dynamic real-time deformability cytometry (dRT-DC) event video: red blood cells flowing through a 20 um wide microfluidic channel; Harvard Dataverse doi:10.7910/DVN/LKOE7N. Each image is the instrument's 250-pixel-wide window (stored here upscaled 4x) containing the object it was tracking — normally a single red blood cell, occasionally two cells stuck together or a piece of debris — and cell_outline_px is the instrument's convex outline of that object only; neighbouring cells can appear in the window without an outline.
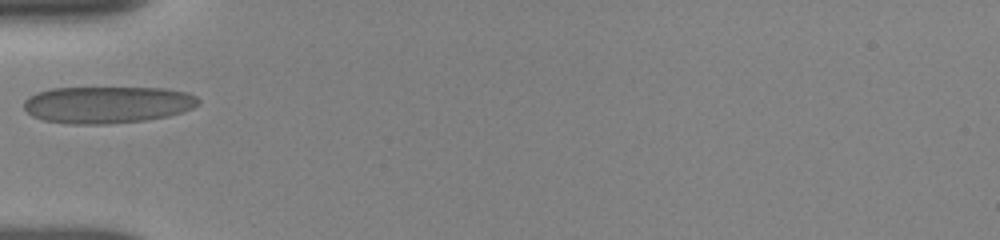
{"species": "human", "species_latin": "Homo sapiens", "temperature_condition": "room temperature", "stored_images_in_passage": 19, "camera_frame_rate_fps": 3000, "um_per_image_px": 0.085, "donor": {"sex": "female"}, "frame": {"image": 1, "passage_image": 1, "time_ms": 0.0, "image_size_px": [1000, 240], "cell_outline_px": [[200, 104], [192, 108], [168, 116], [144, 120], [104, 124], [68, 124], [44, 120], [32, 116], [24, 108], [24, 100], [28, 96], [36, 92], [52, 88], [164, 88], [188, 92], [196, 96], [200, 100]], "centroid_in_image_um": [9.12, 8.89], "position_along_channel_um": 75.9, "area_um2": 37.63}}
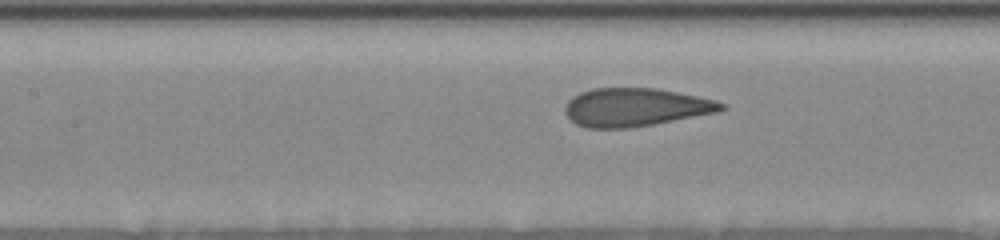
{"frame": {"image": 2, "passage_image": 12, "time_ms": 2.0, "image_size_px": [1000, 240], "cell_outline_px": [[724, 108], [720, 112], [652, 124], [628, 128], [588, 128], [576, 124], [564, 112], [564, 104], [572, 96], [580, 92], [592, 88], [656, 88], [716, 100], [724, 104]], "centroid_in_image_um": [53.97, 9.11], "position_along_channel_um": 153.4, "area_um2": 34.8}}
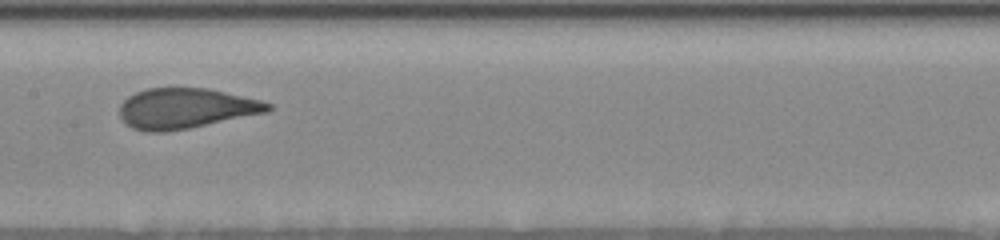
{"frame": {"image": 3, "passage_image": 18, "time_ms": 3.0, "image_size_px": [1000, 240], "cell_outline_px": [[272, 108], [268, 112], [188, 128], [164, 132], [148, 132], [132, 128], [120, 116], [120, 104], [128, 96], [136, 92], [148, 88], [208, 88], [260, 100], [272, 104]], "centroid_in_image_um": [15.78, 9.21], "position_along_channel_um": 191.6, "area_um2": 34.62}}